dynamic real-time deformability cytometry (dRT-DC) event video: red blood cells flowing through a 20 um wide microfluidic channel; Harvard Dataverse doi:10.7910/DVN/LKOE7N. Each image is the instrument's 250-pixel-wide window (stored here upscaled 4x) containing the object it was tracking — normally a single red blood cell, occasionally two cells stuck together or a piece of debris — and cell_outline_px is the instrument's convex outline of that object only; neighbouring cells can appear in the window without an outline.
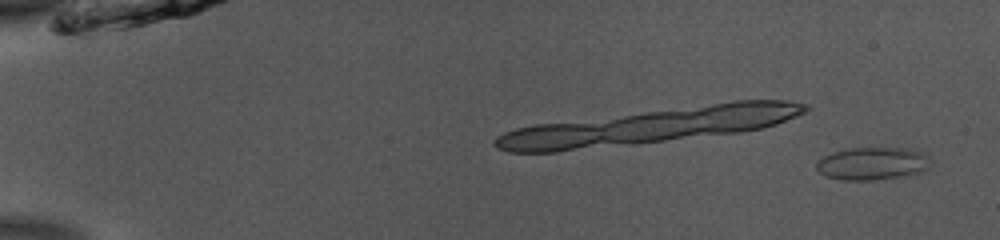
{"species": "common noctule bat (a hibernating species)", "species_latin": "Nyctalus noctula", "temperature_condition": "room temperature", "stored_images_in_passage": 52, "camera_frame_rate_fps": 3000, "um_per_image_px": 0.085, "animal": {"sex": "male", "body_mass_g": 13.0, "forearm_length_mm": 53.1}, "frame": {"image": 1, "passage_image": 2, "time_ms": 0.333, "image_size_px": [1000, 240], "cell_outline_px": [[932, 160], [928, 168], [920, 172], [872, 180], [844, 180], [828, 176], [820, 172], [816, 168], [816, 164], [824, 156], [832, 152], [848, 148], [908, 148], [920, 152], [928, 156]], "centroid_in_image_um": [74.16, 13.88], "position_along_channel_um": 10.8, "area_um2": 21.44}}
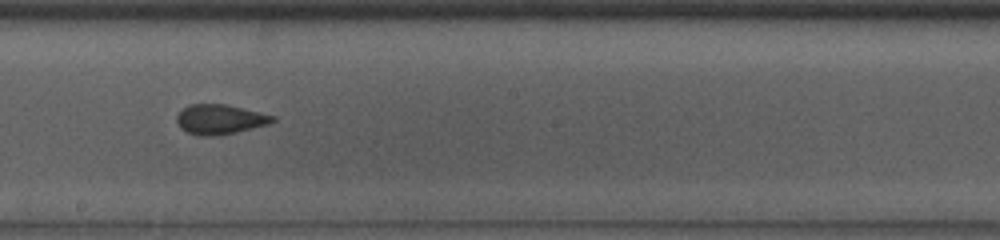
{"frame": {"image": 2, "passage_image": 30, "time_ms": 9.667, "image_size_px": [1000, 240], "cell_outline_px": [[276, 120], [268, 124], [220, 136], [196, 136], [180, 128], [176, 120], [176, 116], [188, 104], [224, 104], [260, 112], [276, 116]], "centroid_in_image_um": [18.68, 10.15], "position_along_channel_um": 229.5, "area_um2": 16.7}}
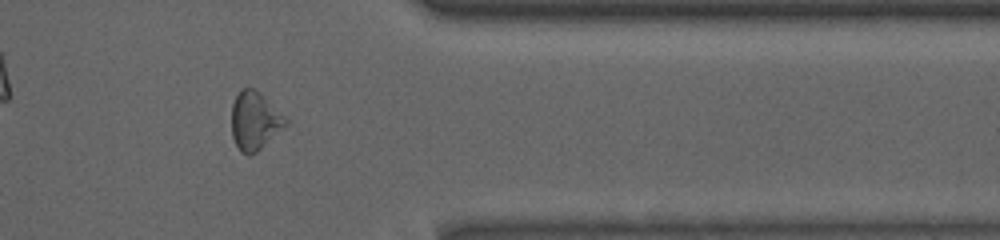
{"frame": {"image": 3, "passage_image": 43, "time_ms": 14.0, "image_size_px": [1000, 240], "cell_outline_px": [[288, 124], [256, 152], [248, 156], [240, 152], [232, 136], [232, 104], [240, 88], [252, 88], [260, 92], [288, 120]], "centroid_in_image_um": [21.64, 10.27], "position_along_channel_um": 389.8, "area_um2": 18.21}, "authors_computed_cell_mechanics": {"area_um2": 17.5423, "velocity_mm_per_s": 3.8868, "shape_relaxation_time_tau1_ms": 6.0298, "shape_relaxation_time_tau2_ms": 1.1696, "deformation_change_tau1": 0.1066, "deformation_change_tau2": 0.0574}}